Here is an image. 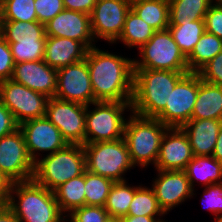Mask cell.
I'll use <instances>...</instances> for the list:
<instances>
[{
    "mask_svg": "<svg viewBox=\"0 0 222 222\" xmlns=\"http://www.w3.org/2000/svg\"><path fill=\"white\" fill-rule=\"evenodd\" d=\"M85 60L96 101H132L133 59L100 50L94 45L88 49Z\"/></svg>",
    "mask_w": 222,
    "mask_h": 222,
    "instance_id": "cell-1",
    "label": "cell"
},
{
    "mask_svg": "<svg viewBox=\"0 0 222 222\" xmlns=\"http://www.w3.org/2000/svg\"><path fill=\"white\" fill-rule=\"evenodd\" d=\"M189 72L134 69L132 113L156 118L166 107L177 82Z\"/></svg>",
    "mask_w": 222,
    "mask_h": 222,
    "instance_id": "cell-2",
    "label": "cell"
},
{
    "mask_svg": "<svg viewBox=\"0 0 222 222\" xmlns=\"http://www.w3.org/2000/svg\"><path fill=\"white\" fill-rule=\"evenodd\" d=\"M6 206L19 222H65L68 217L62 216L54 192L33 179L13 182Z\"/></svg>",
    "mask_w": 222,
    "mask_h": 222,
    "instance_id": "cell-3",
    "label": "cell"
},
{
    "mask_svg": "<svg viewBox=\"0 0 222 222\" xmlns=\"http://www.w3.org/2000/svg\"><path fill=\"white\" fill-rule=\"evenodd\" d=\"M85 170L83 145L68 144L65 148L38 159L34 163L32 179L54 192L68 180L83 174Z\"/></svg>",
    "mask_w": 222,
    "mask_h": 222,
    "instance_id": "cell-4",
    "label": "cell"
},
{
    "mask_svg": "<svg viewBox=\"0 0 222 222\" xmlns=\"http://www.w3.org/2000/svg\"><path fill=\"white\" fill-rule=\"evenodd\" d=\"M132 114L125 123L123 135L131 161L134 166L146 167L150 163L155 166L162 137L169 127L156 118Z\"/></svg>",
    "mask_w": 222,
    "mask_h": 222,
    "instance_id": "cell-5",
    "label": "cell"
},
{
    "mask_svg": "<svg viewBox=\"0 0 222 222\" xmlns=\"http://www.w3.org/2000/svg\"><path fill=\"white\" fill-rule=\"evenodd\" d=\"M83 149L86 170L114 182L125 181L122 175L134 167L124 138L84 144Z\"/></svg>",
    "mask_w": 222,
    "mask_h": 222,
    "instance_id": "cell-6",
    "label": "cell"
},
{
    "mask_svg": "<svg viewBox=\"0 0 222 222\" xmlns=\"http://www.w3.org/2000/svg\"><path fill=\"white\" fill-rule=\"evenodd\" d=\"M95 108L89 111L86 106V144L116 141L123 138L126 119L123 114L131 108V102L97 101Z\"/></svg>",
    "mask_w": 222,
    "mask_h": 222,
    "instance_id": "cell-7",
    "label": "cell"
},
{
    "mask_svg": "<svg viewBox=\"0 0 222 222\" xmlns=\"http://www.w3.org/2000/svg\"><path fill=\"white\" fill-rule=\"evenodd\" d=\"M140 60H133L134 69L189 72L187 58L181 52L168 29L156 31L139 49Z\"/></svg>",
    "mask_w": 222,
    "mask_h": 222,
    "instance_id": "cell-8",
    "label": "cell"
},
{
    "mask_svg": "<svg viewBox=\"0 0 222 222\" xmlns=\"http://www.w3.org/2000/svg\"><path fill=\"white\" fill-rule=\"evenodd\" d=\"M48 100L49 97L12 79L0 82V101L19 125L30 119L45 117Z\"/></svg>",
    "mask_w": 222,
    "mask_h": 222,
    "instance_id": "cell-9",
    "label": "cell"
},
{
    "mask_svg": "<svg viewBox=\"0 0 222 222\" xmlns=\"http://www.w3.org/2000/svg\"><path fill=\"white\" fill-rule=\"evenodd\" d=\"M199 90V74L186 73L170 93L165 109L156 117L168 127L181 128L192 119Z\"/></svg>",
    "mask_w": 222,
    "mask_h": 222,
    "instance_id": "cell-10",
    "label": "cell"
},
{
    "mask_svg": "<svg viewBox=\"0 0 222 222\" xmlns=\"http://www.w3.org/2000/svg\"><path fill=\"white\" fill-rule=\"evenodd\" d=\"M45 117L60 130L68 144H86V105L52 97Z\"/></svg>",
    "mask_w": 222,
    "mask_h": 222,
    "instance_id": "cell-11",
    "label": "cell"
},
{
    "mask_svg": "<svg viewBox=\"0 0 222 222\" xmlns=\"http://www.w3.org/2000/svg\"><path fill=\"white\" fill-rule=\"evenodd\" d=\"M0 173L12 182L28 181L33 177L34 162L20 128L0 138Z\"/></svg>",
    "mask_w": 222,
    "mask_h": 222,
    "instance_id": "cell-12",
    "label": "cell"
},
{
    "mask_svg": "<svg viewBox=\"0 0 222 222\" xmlns=\"http://www.w3.org/2000/svg\"><path fill=\"white\" fill-rule=\"evenodd\" d=\"M130 9L131 0H97L90 15L94 39L101 38L109 43H116Z\"/></svg>",
    "mask_w": 222,
    "mask_h": 222,
    "instance_id": "cell-13",
    "label": "cell"
},
{
    "mask_svg": "<svg viewBox=\"0 0 222 222\" xmlns=\"http://www.w3.org/2000/svg\"><path fill=\"white\" fill-rule=\"evenodd\" d=\"M55 98L90 105L94 98L87 61L81 60L57 70Z\"/></svg>",
    "mask_w": 222,
    "mask_h": 222,
    "instance_id": "cell-14",
    "label": "cell"
},
{
    "mask_svg": "<svg viewBox=\"0 0 222 222\" xmlns=\"http://www.w3.org/2000/svg\"><path fill=\"white\" fill-rule=\"evenodd\" d=\"M19 128L23 132L28 154L34 163L39 159L38 151H50L48 154H51L68 145L60 130L46 117L24 121Z\"/></svg>",
    "mask_w": 222,
    "mask_h": 222,
    "instance_id": "cell-15",
    "label": "cell"
},
{
    "mask_svg": "<svg viewBox=\"0 0 222 222\" xmlns=\"http://www.w3.org/2000/svg\"><path fill=\"white\" fill-rule=\"evenodd\" d=\"M158 178L153 181L152 188L155 192L159 207L165 214L181 204L186 199L195 195L194 189L184 170H157Z\"/></svg>",
    "mask_w": 222,
    "mask_h": 222,
    "instance_id": "cell-16",
    "label": "cell"
},
{
    "mask_svg": "<svg viewBox=\"0 0 222 222\" xmlns=\"http://www.w3.org/2000/svg\"><path fill=\"white\" fill-rule=\"evenodd\" d=\"M193 157L187 134L182 128L169 127L162 137L154 167L156 170H185Z\"/></svg>",
    "mask_w": 222,
    "mask_h": 222,
    "instance_id": "cell-17",
    "label": "cell"
},
{
    "mask_svg": "<svg viewBox=\"0 0 222 222\" xmlns=\"http://www.w3.org/2000/svg\"><path fill=\"white\" fill-rule=\"evenodd\" d=\"M46 36L64 37L82 42L88 49L94 47L90 15L64 9L45 24Z\"/></svg>",
    "mask_w": 222,
    "mask_h": 222,
    "instance_id": "cell-18",
    "label": "cell"
},
{
    "mask_svg": "<svg viewBox=\"0 0 222 222\" xmlns=\"http://www.w3.org/2000/svg\"><path fill=\"white\" fill-rule=\"evenodd\" d=\"M11 79L49 98L55 97L57 70L44 60L15 63Z\"/></svg>",
    "mask_w": 222,
    "mask_h": 222,
    "instance_id": "cell-19",
    "label": "cell"
},
{
    "mask_svg": "<svg viewBox=\"0 0 222 222\" xmlns=\"http://www.w3.org/2000/svg\"><path fill=\"white\" fill-rule=\"evenodd\" d=\"M88 48L79 41L64 37L47 36L44 49V61L58 70L70 64L84 60Z\"/></svg>",
    "mask_w": 222,
    "mask_h": 222,
    "instance_id": "cell-20",
    "label": "cell"
},
{
    "mask_svg": "<svg viewBox=\"0 0 222 222\" xmlns=\"http://www.w3.org/2000/svg\"><path fill=\"white\" fill-rule=\"evenodd\" d=\"M222 120L191 119L181 128L187 134L194 156H212Z\"/></svg>",
    "mask_w": 222,
    "mask_h": 222,
    "instance_id": "cell-21",
    "label": "cell"
},
{
    "mask_svg": "<svg viewBox=\"0 0 222 222\" xmlns=\"http://www.w3.org/2000/svg\"><path fill=\"white\" fill-rule=\"evenodd\" d=\"M192 119L222 120V86L204 82L199 76V90Z\"/></svg>",
    "mask_w": 222,
    "mask_h": 222,
    "instance_id": "cell-22",
    "label": "cell"
},
{
    "mask_svg": "<svg viewBox=\"0 0 222 222\" xmlns=\"http://www.w3.org/2000/svg\"><path fill=\"white\" fill-rule=\"evenodd\" d=\"M0 35L7 42L46 40L45 25L38 21L0 20Z\"/></svg>",
    "mask_w": 222,
    "mask_h": 222,
    "instance_id": "cell-23",
    "label": "cell"
},
{
    "mask_svg": "<svg viewBox=\"0 0 222 222\" xmlns=\"http://www.w3.org/2000/svg\"><path fill=\"white\" fill-rule=\"evenodd\" d=\"M190 181L192 189L195 180H200L202 184L210 186L215 183H222V163L213 156H194L184 170Z\"/></svg>",
    "mask_w": 222,
    "mask_h": 222,
    "instance_id": "cell-24",
    "label": "cell"
},
{
    "mask_svg": "<svg viewBox=\"0 0 222 222\" xmlns=\"http://www.w3.org/2000/svg\"><path fill=\"white\" fill-rule=\"evenodd\" d=\"M131 9L156 31L169 26V0L131 1Z\"/></svg>",
    "mask_w": 222,
    "mask_h": 222,
    "instance_id": "cell-25",
    "label": "cell"
},
{
    "mask_svg": "<svg viewBox=\"0 0 222 222\" xmlns=\"http://www.w3.org/2000/svg\"><path fill=\"white\" fill-rule=\"evenodd\" d=\"M213 0H169V25L204 20Z\"/></svg>",
    "mask_w": 222,
    "mask_h": 222,
    "instance_id": "cell-26",
    "label": "cell"
},
{
    "mask_svg": "<svg viewBox=\"0 0 222 222\" xmlns=\"http://www.w3.org/2000/svg\"><path fill=\"white\" fill-rule=\"evenodd\" d=\"M85 171L78 177L72 178L58 187L55 191L56 201L60 210L72 212L73 210L85 206Z\"/></svg>",
    "mask_w": 222,
    "mask_h": 222,
    "instance_id": "cell-27",
    "label": "cell"
},
{
    "mask_svg": "<svg viewBox=\"0 0 222 222\" xmlns=\"http://www.w3.org/2000/svg\"><path fill=\"white\" fill-rule=\"evenodd\" d=\"M156 30L141 19L132 9L127 13L119 40L129 48L140 49L154 35Z\"/></svg>",
    "mask_w": 222,
    "mask_h": 222,
    "instance_id": "cell-28",
    "label": "cell"
},
{
    "mask_svg": "<svg viewBox=\"0 0 222 222\" xmlns=\"http://www.w3.org/2000/svg\"><path fill=\"white\" fill-rule=\"evenodd\" d=\"M220 51H222V39L205 31L191 54L187 57L189 72L197 73Z\"/></svg>",
    "mask_w": 222,
    "mask_h": 222,
    "instance_id": "cell-29",
    "label": "cell"
},
{
    "mask_svg": "<svg viewBox=\"0 0 222 222\" xmlns=\"http://www.w3.org/2000/svg\"><path fill=\"white\" fill-rule=\"evenodd\" d=\"M167 29L186 58L206 31L204 20L182 21L178 25H169Z\"/></svg>",
    "mask_w": 222,
    "mask_h": 222,
    "instance_id": "cell-30",
    "label": "cell"
},
{
    "mask_svg": "<svg viewBox=\"0 0 222 222\" xmlns=\"http://www.w3.org/2000/svg\"><path fill=\"white\" fill-rule=\"evenodd\" d=\"M134 193L135 186L127 185L126 180L114 182L104 206L109 216L119 218L127 216Z\"/></svg>",
    "mask_w": 222,
    "mask_h": 222,
    "instance_id": "cell-31",
    "label": "cell"
},
{
    "mask_svg": "<svg viewBox=\"0 0 222 222\" xmlns=\"http://www.w3.org/2000/svg\"><path fill=\"white\" fill-rule=\"evenodd\" d=\"M165 213L159 207L153 188L135 187V193L127 216H163Z\"/></svg>",
    "mask_w": 222,
    "mask_h": 222,
    "instance_id": "cell-32",
    "label": "cell"
},
{
    "mask_svg": "<svg viewBox=\"0 0 222 222\" xmlns=\"http://www.w3.org/2000/svg\"><path fill=\"white\" fill-rule=\"evenodd\" d=\"M114 181L85 170V205L104 207Z\"/></svg>",
    "mask_w": 222,
    "mask_h": 222,
    "instance_id": "cell-33",
    "label": "cell"
},
{
    "mask_svg": "<svg viewBox=\"0 0 222 222\" xmlns=\"http://www.w3.org/2000/svg\"><path fill=\"white\" fill-rule=\"evenodd\" d=\"M35 0H10L0 8V20L38 21Z\"/></svg>",
    "mask_w": 222,
    "mask_h": 222,
    "instance_id": "cell-34",
    "label": "cell"
},
{
    "mask_svg": "<svg viewBox=\"0 0 222 222\" xmlns=\"http://www.w3.org/2000/svg\"><path fill=\"white\" fill-rule=\"evenodd\" d=\"M46 40L35 42H8L15 63L44 59Z\"/></svg>",
    "mask_w": 222,
    "mask_h": 222,
    "instance_id": "cell-35",
    "label": "cell"
},
{
    "mask_svg": "<svg viewBox=\"0 0 222 222\" xmlns=\"http://www.w3.org/2000/svg\"><path fill=\"white\" fill-rule=\"evenodd\" d=\"M69 222H105L109 217L108 212L102 206L85 205L68 214Z\"/></svg>",
    "mask_w": 222,
    "mask_h": 222,
    "instance_id": "cell-36",
    "label": "cell"
},
{
    "mask_svg": "<svg viewBox=\"0 0 222 222\" xmlns=\"http://www.w3.org/2000/svg\"><path fill=\"white\" fill-rule=\"evenodd\" d=\"M34 7L38 22L43 25L65 9L63 0H35Z\"/></svg>",
    "mask_w": 222,
    "mask_h": 222,
    "instance_id": "cell-37",
    "label": "cell"
},
{
    "mask_svg": "<svg viewBox=\"0 0 222 222\" xmlns=\"http://www.w3.org/2000/svg\"><path fill=\"white\" fill-rule=\"evenodd\" d=\"M204 82L222 86V51L197 72Z\"/></svg>",
    "mask_w": 222,
    "mask_h": 222,
    "instance_id": "cell-38",
    "label": "cell"
},
{
    "mask_svg": "<svg viewBox=\"0 0 222 222\" xmlns=\"http://www.w3.org/2000/svg\"><path fill=\"white\" fill-rule=\"evenodd\" d=\"M202 197V202L206 200L204 202L206 203L207 210L212 211L211 213L216 215L215 218L219 217V214L222 213V183L206 186Z\"/></svg>",
    "mask_w": 222,
    "mask_h": 222,
    "instance_id": "cell-39",
    "label": "cell"
},
{
    "mask_svg": "<svg viewBox=\"0 0 222 222\" xmlns=\"http://www.w3.org/2000/svg\"><path fill=\"white\" fill-rule=\"evenodd\" d=\"M205 30L207 33L216 35L222 39V5L212 4L209 7L205 17Z\"/></svg>",
    "mask_w": 222,
    "mask_h": 222,
    "instance_id": "cell-40",
    "label": "cell"
},
{
    "mask_svg": "<svg viewBox=\"0 0 222 222\" xmlns=\"http://www.w3.org/2000/svg\"><path fill=\"white\" fill-rule=\"evenodd\" d=\"M14 65L10 46L0 35V82L12 78Z\"/></svg>",
    "mask_w": 222,
    "mask_h": 222,
    "instance_id": "cell-41",
    "label": "cell"
},
{
    "mask_svg": "<svg viewBox=\"0 0 222 222\" xmlns=\"http://www.w3.org/2000/svg\"><path fill=\"white\" fill-rule=\"evenodd\" d=\"M19 128L12 113L0 101V138Z\"/></svg>",
    "mask_w": 222,
    "mask_h": 222,
    "instance_id": "cell-42",
    "label": "cell"
},
{
    "mask_svg": "<svg viewBox=\"0 0 222 222\" xmlns=\"http://www.w3.org/2000/svg\"><path fill=\"white\" fill-rule=\"evenodd\" d=\"M97 0H63L65 9L91 15Z\"/></svg>",
    "mask_w": 222,
    "mask_h": 222,
    "instance_id": "cell-43",
    "label": "cell"
},
{
    "mask_svg": "<svg viewBox=\"0 0 222 222\" xmlns=\"http://www.w3.org/2000/svg\"><path fill=\"white\" fill-rule=\"evenodd\" d=\"M12 183L4 174L0 173V206L7 205Z\"/></svg>",
    "mask_w": 222,
    "mask_h": 222,
    "instance_id": "cell-44",
    "label": "cell"
},
{
    "mask_svg": "<svg viewBox=\"0 0 222 222\" xmlns=\"http://www.w3.org/2000/svg\"><path fill=\"white\" fill-rule=\"evenodd\" d=\"M157 218L156 216H124L122 219L123 222H165Z\"/></svg>",
    "mask_w": 222,
    "mask_h": 222,
    "instance_id": "cell-45",
    "label": "cell"
},
{
    "mask_svg": "<svg viewBox=\"0 0 222 222\" xmlns=\"http://www.w3.org/2000/svg\"><path fill=\"white\" fill-rule=\"evenodd\" d=\"M0 222H19L14 213L6 206H0Z\"/></svg>",
    "mask_w": 222,
    "mask_h": 222,
    "instance_id": "cell-46",
    "label": "cell"
},
{
    "mask_svg": "<svg viewBox=\"0 0 222 222\" xmlns=\"http://www.w3.org/2000/svg\"><path fill=\"white\" fill-rule=\"evenodd\" d=\"M212 156L219 162L222 163V124L219 130V135L217 137V142L215 145L214 152Z\"/></svg>",
    "mask_w": 222,
    "mask_h": 222,
    "instance_id": "cell-47",
    "label": "cell"
},
{
    "mask_svg": "<svg viewBox=\"0 0 222 222\" xmlns=\"http://www.w3.org/2000/svg\"><path fill=\"white\" fill-rule=\"evenodd\" d=\"M105 222H123L122 218L109 216Z\"/></svg>",
    "mask_w": 222,
    "mask_h": 222,
    "instance_id": "cell-48",
    "label": "cell"
},
{
    "mask_svg": "<svg viewBox=\"0 0 222 222\" xmlns=\"http://www.w3.org/2000/svg\"><path fill=\"white\" fill-rule=\"evenodd\" d=\"M10 0H0V8Z\"/></svg>",
    "mask_w": 222,
    "mask_h": 222,
    "instance_id": "cell-49",
    "label": "cell"
},
{
    "mask_svg": "<svg viewBox=\"0 0 222 222\" xmlns=\"http://www.w3.org/2000/svg\"><path fill=\"white\" fill-rule=\"evenodd\" d=\"M215 222H222V216H219L215 219Z\"/></svg>",
    "mask_w": 222,
    "mask_h": 222,
    "instance_id": "cell-50",
    "label": "cell"
},
{
    "mask_svg": "<svg viewBox=\"0 0 222 222\" xmlns=\"http://www.w3.org/2000/svg\"><path fill=\"white\" fill-rule=\"evenodd\" d=\"M214 3H217V4H221V5H222V0H215Z\"/></svg>",
    "mask_w": 222,
    "mask_h": 222,
    "instance_id": "cell-51",
    "label": "cell"
}]
</instances>
